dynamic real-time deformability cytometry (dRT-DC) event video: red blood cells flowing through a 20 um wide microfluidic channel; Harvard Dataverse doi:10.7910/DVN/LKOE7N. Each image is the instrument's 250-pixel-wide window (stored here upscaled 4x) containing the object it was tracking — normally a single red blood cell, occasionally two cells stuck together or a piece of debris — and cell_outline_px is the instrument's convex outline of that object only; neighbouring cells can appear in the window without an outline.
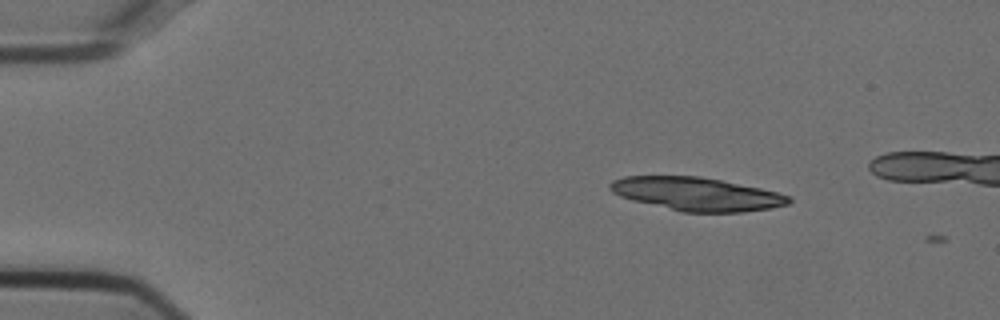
{"species": "Egyptian fruit bat (a non-hibernating species)", "species_latin": "Rousettus aegyptiacus", "temperature_condition": "cold", "stored_images_in_passage": 2, "camera_frame_rate_fps": 3000, "um_per_image_px": 0.085, "animal": {"sex": "female"}, "frame": {"image": 1, "passage_image": 1, "time_ms": 0.0, "image_size_px": [1000, 320], "cell_outline_px": [[792, 200], [788, 204], [772, 208], [744, 212], [680, 212], [632, 200], [620, 196], [612, 192], [608, 188], [608, 184], [612, 180], [624, 176], [700, 176], [760, 188], [792, 196]], "centroid_in_image_um": [59.2, 16.49], "position_along_channel_um": 25.8, "area_um2": 34.85}}